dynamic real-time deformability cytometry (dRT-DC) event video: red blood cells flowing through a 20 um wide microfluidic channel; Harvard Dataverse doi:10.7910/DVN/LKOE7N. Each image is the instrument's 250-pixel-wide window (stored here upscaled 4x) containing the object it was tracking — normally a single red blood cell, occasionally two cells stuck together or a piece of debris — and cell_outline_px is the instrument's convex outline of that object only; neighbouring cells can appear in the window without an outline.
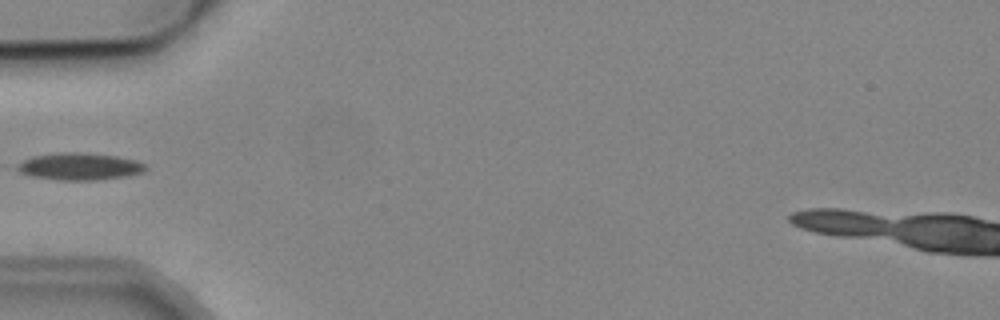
{"species": "common noctule bat (a hibernating species)", "species_latin": "Nyctalus noctula", "temperature_condition": "cold", "stored_images_in_passage": 3, "camera_frame_rate_fps": 3000, "um_per_image_px": 0.085, "animal": {"sex": "male", "body_mass_g": 19.2, "forearm_length_mm": 51.8}, "frame": {"image": 1, "passage_image": 3, "time_ms": 2.333, "image_size_px": [1000, 320], "cell_outline_px": [[148, 168], [144, 172], [128, 176], [96, 180], [60, 180], [32, 176], [20, 172], [12, 168], [16, 164], [32, 156], [60, 152], [80, 152], [116, 156], [136, 160], [144, 164]], "centroid_in_image_um": [6.74, 14.15], "position_along_channel_um": 78.3, "area_um2": 20.46}}